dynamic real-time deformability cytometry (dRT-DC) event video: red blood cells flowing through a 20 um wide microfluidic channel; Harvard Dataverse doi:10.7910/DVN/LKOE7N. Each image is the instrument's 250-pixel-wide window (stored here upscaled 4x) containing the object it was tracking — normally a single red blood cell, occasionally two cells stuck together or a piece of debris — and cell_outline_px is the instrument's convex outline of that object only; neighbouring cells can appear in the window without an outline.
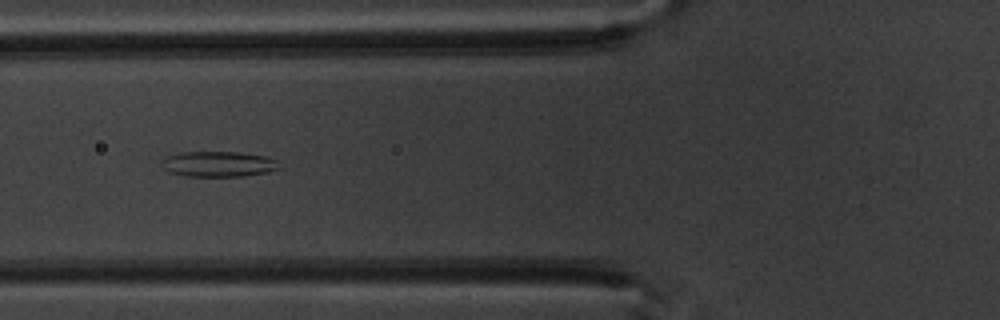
{"species": "common noctule bat (a hibernating species)", "species_latin": "Nyctalus noctula", "temperature_condition": "warm", "stored_images_in_passage": 6, "camera_frame_rate_fps": 3000, "um_per_image_px": 0.085, "animal": {"sex": "male", "body_mass_g": 20.1, "forearm_length_mm": 53.5}, "frame": {"image": 1, "passage_image": 5, "time_ms": 4.667, "image_size_px": [1000, 320], "cell_outline_px": [[280, 168], [268, 172], [244, 176], [184, 176], [168, 172], [160, 164], [160, 160], [168, 156], [180, 152], [240, 152], [268, 156], [280, 160]], "centroid_in_image_um": [18.6, 13.94], "position_along_channel_um": 107.2, "area_um2": 17.8}}